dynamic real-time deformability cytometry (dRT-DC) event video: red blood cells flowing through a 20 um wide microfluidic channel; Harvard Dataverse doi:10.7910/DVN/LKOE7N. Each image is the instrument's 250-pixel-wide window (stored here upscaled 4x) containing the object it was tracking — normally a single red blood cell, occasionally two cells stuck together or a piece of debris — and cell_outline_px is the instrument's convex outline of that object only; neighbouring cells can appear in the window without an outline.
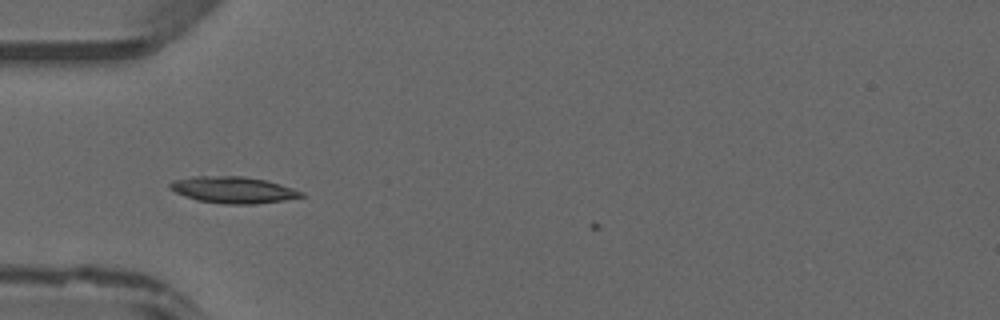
{"species": "common noctule bat (a hibernating species)", "species_latin": "Nyctalus noctula", "temperature_condition": "warm", "stored_images_in_passage": 5, "camera_frame_rate_fps": 3000, "um_per_image_px": 0.085, "animal": {"sex": "male", "forearm_length_mm": 52.5}, "frame": {"image": 1, "passage_image": 2, "time_ms": 0.333, "image_size_px": [1000, 320], "cell_outline_px": [[308, 196], [284, 200], [256, 204], [224, 204], [196, 200], [184, 196], [168, 188], [168, 184], [172, 180], [192, 176], [244, 176], [264, 180], [280, 184], [304, 192]], "centroid_in_image_um": [19.81, 16.14], "position_along_channel_um": 65.2, "area_um2": 20.52}}